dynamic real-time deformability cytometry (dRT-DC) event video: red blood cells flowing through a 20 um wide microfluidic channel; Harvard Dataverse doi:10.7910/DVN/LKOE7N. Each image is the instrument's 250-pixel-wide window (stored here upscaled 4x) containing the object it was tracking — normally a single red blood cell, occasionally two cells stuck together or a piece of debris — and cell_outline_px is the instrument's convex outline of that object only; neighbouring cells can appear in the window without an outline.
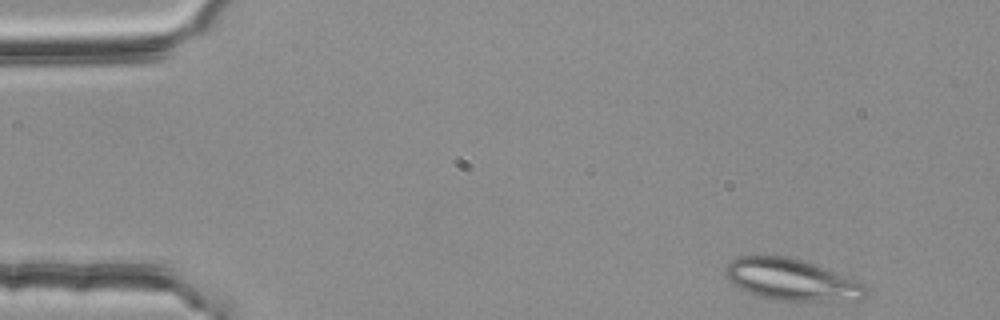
{"species": "common noctule bat (a hibernating species)", "species_latin": "Nyctalus noctula", "temperature_condition": "room temperature", "stored_images_in_passage": 47, "camera_frame_rate_fps": 3000, "um_per_image_px": 0.085, "animal": {"sex": "female", "body_mass_g": 25.1}, "frame": {"image": 1, "passage_image": 1, "time_ms": 0.0, "image_size_px": [1000, 320], "cell_outline_px": [[868, 292], [860, 300], [772, 300], [756, 296], [732, 284], [728, 280], [724, 272], [728, 264], [732, 260], [740, 256], [784, 256], [800, 260], [824, 268], [864, 284], [868, 288]], "centroid_in_image_um": [67.24, 23.79], "position_along_channel_um": 17.8, "area_um2": 33.47}}
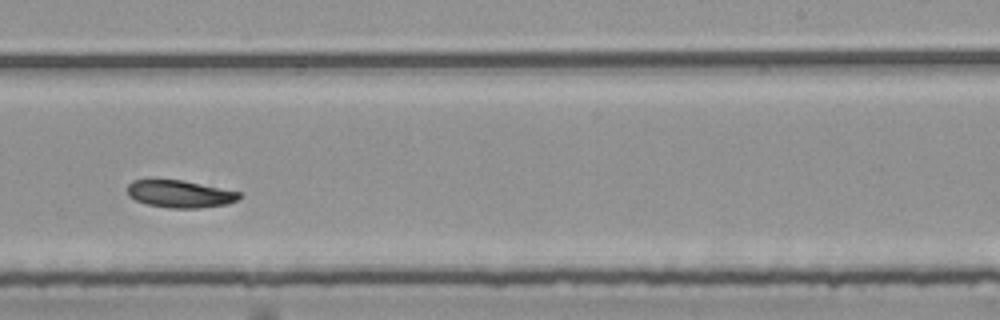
{"frame": {"image": 2, "passage_image": 30, "time_ms": 9.667, "image_size_px": [1000, 320], "cell_outline_px": [[244, 196], [228, 204], [200, 208], [172, 208], [148, 204], [136, 200], [128, 196], [128, 184], [132, 180], [148, 176], [152, 176], [184, 180], [240, 192]], "centroid_in_image_um": [15.24, 16.43], "position_along_channel_um": 273.8, "area_um2": 18.61}}
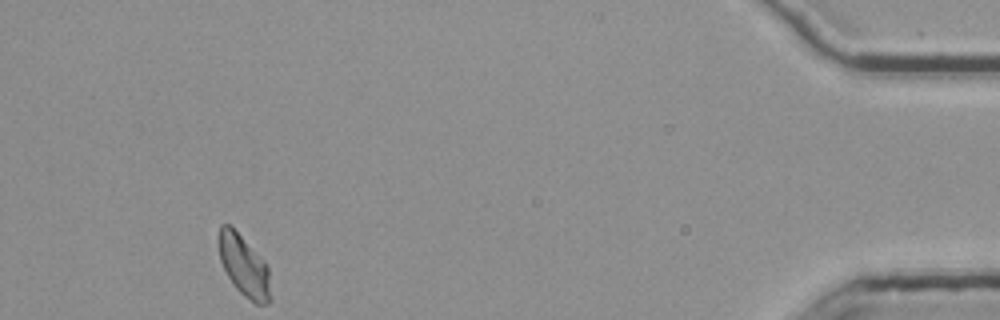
{"frame": {"image": 3, "passage_image": 47, "time_ms": 15.333, "image_size_px": [1000, 320], "cell_outline_px": [[272, 300], [268, 304], [256, 304], [244, 296], [236, 288], [228, 276], [220, 260], [216, 240], [220, 224], [228, 224], [240, 236], [268, 268]], "centroid_in_image_um": [20.7, 22.63], "position_along_channel_um": 414.5, "area_um2": 18.21}, "authors_computed_cell_mechanics": {"area_um2": 18.6694, "velocity_mm_per_s": 3.7302, "shape_relaxation_time_tau1_ms": 9.656, "shape_relaxation_time_tau2_ms": null, "deformation_change_tau1": 0.1534, "deformation_change_tau2": null}}